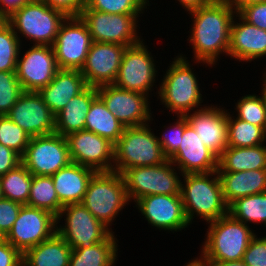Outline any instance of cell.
Instances as JSON below:
<instances>
[{
	"mask_svg": "<svg viewBox=\"0 0 266 266\" xmlns=\"http://www.w3.org/2000/svg\"><path fill=\"white\" fill-rule=\"evenodd\" d=\"M233 10L226 1L213 0L190 12L194 16V24L189 41L193 44L197 61L212 65L220 53L228 54L231 25L236 12Z\"/></svg>",
	"mask_w": 266,
	"mask_h": 266,
	"instance_id": "1",
	"label": "cell"
},
{
	"mask_svg": "<svg viewBox=\"0 0 266 266\" xmlns=\"http://www.w3.org/2000/svg\"><path fill=\"white\" fill-rule=\"evenodd\" d=\"M217 175L210 180L208 176ZM180 195L186 218L190 224L194 212L208 222L215 221L228 213V206L222 195L221 182L217 171L184 174Z\"/></svg>",
	"mask_w": 266,
	"mask_h": 266,
	"instance_id": "2",
	"label": "cell"
},
{
	"mask_svg": "<svg viewBox=\"0 0 266 266\" xmlns=\"http://www.w3.org/2000/svg\"><path fill=\"white\" fill-rule=\"evenodd\" d=\"M210 223L201 258L206 262L242 260L256 236L250 228L229 213Z\"/></svg>",
	"mask_w": 266,
	"mask_h": 266,
	"instance_id": "3",
	"label": "cell"
},
{
	"mask_svg": "<svg viewBox=\"0 0 266 266\" xmlns=\"http://www.w3.org/2000/svg\"><path fill=\"white\" fill-rule=\"evenodd\" d=\"M142 125L125 127L115 143L113 171L123 173L126 169L139 166H154L168 160L164 155L158 137L148 127Z\"/></svg>",
	"mask_w": 266,
	"mask_h": 266,
	"instance_id": "4",
	"label": "cell"
},
{
	"mask_svg": "<svg viewBox=\"0 0 266 266\" xmlns=\"http://www.w3.org/2000/svg\"><path fill=\"white\" fill-rule=\"evenodd\" d=\"M129 202L122 174L115 171L96 172L87 187L82 204L106 227Z\"/></svg>",
	"mask_w": 266,
	"mask_h": 266,
	"instance_id": "5",
	"label": "cell"
},
{
	"mask_svg": "<svg viewBox=\"0 0 266 266\" xmlns=\"http://www.w3.org/2000/svg\"><path fill=\"white\" fill-rule=\"evenodd\" d=\"M67 16L42 0H31L5 20L15 31L34 40L35 45L52 46Z\"/></svg>",
	"mask_w": 266,
	"mask_h": 266,
	"instance_id": "6",
	"label": "cell"
},
{
	"mask_svg": "<svg viewBox=\"0 0 266 266\" xmlns=\"http://www.w3.org/2000/svg\"><path fill=\"white\" fill-rule=\"evenodd\" d=\"M187 62L182 56L173 61L158 93L167 108L180 116L189 114L202 99L198 80Z\"/></svg>",
	"mask_w": 266,
	"mask_h": 266,
	"instance_id": "7",
	"label": "cell"
},
{
	"mask_svg": "<svg viewBox=\"0 0 266 266\" xmlns=\"http://www.w3.org/2000/svg\"><path fill=\"white\" fill-rule=\"evenodd\" d=\"M173 163L169 160L154 166H139L126 169L122 173L129 200L134 201L156 194L180 195L179 180Z\"/></svg>",
	"mask_w": 266,
	"mask_h": 266,
	"instance_id": "8",
	"label": "cell"
},
{
	"mask_svg": "<svg viewBox=\"0 0 266 266\" xmlns=\"http://www.w3.org/2000/svg\"><path fill=\"white\" fill-rule=\"evenodd\" d=\"M21 160L38 176H52L72 162L67 138L56 133L31 137Z\"/></svg>",
	"mask_w": 266,
	"mask_h": 266,
	"instance_id": "9",
	"label": "cell"
},
{
	"mask_svg": "<svg viewBox=\"0 0 266 266\" xmlns=\"http://www.w3.org/2000/svg\"><path fill=\"white\" fill-rule=\"evenodd\" d=\"M66 214L64 227L56 226V233L60 235L72 248H88L106 240L112 232L103 223L98 221L82 203L69 204L62 207L56 217Z\"/></svg>",
	"mask_w": 266,
	"mask_h": 266,
	"instance_id": "10",
	"label": "cell"
},
{
	"mask_svg": "<svg viewBox=\"0 0 266 266\" xmlns=\"http://www.w3.org/2000/svg\"><path fill=\"white\" fill-rule=\"evenodd\" d=\"M56 216L51 212L23 205L5 240L22 255L30 248L50 239L56 233Z\"/></svg>",
	"mask_w": 266,
	"mask_h": 266,
	"instance_id": "11",
	"label": "cell"
},
{
	"mask_svg": "<svg viewBox=\"0 0 266 266\" xmlns=\"http://www.w3.org/2000/svg\"><path fill=\"white\" fill-rule=\"evenodd\" d=\"M92 42L88 27L80 16H68L52 45L58 69L81 70Z\"/></svg>",
	"mask_w": 266,
	"mask_h": 266,
	"instance_id": "12",
	"label": "cell"
},
{
	"mask_svg": "<svg viewBox=\"0 0 266 266\" xmlns=\"http://www.w3.org/2000/svg\"><path fill=\"white\" fill-rule=\"evenodd\" d=\"M137 17L138 15L110 14L92 9H82L80 14L93 42L116 43L127 47L141 42L136 36Z\"/></svg>",
	"mask_w": 266,
	"mask_h": 266,
	"instance_id": "13",
	"label": "cell"
},
{
	"mask_svg": "<svg viewBox=\"0 0 266 266\" xmlns=\"http://www.w3.org/2000/svg\"><path fill=\"white\" fill-rule=\"evenodd\" d=\"M97 93L108 110L125 127L146 125L151 120L146 94L122 89L114 84L97 87Z\"/></svg>",
	"mask_w": 266,
	"mask_h": 266,
	"instance_id": "14",
	"label": "cell"
},
{
	"mask_svg": "<svg viewBox=\"0 0 266 266\" xmlns=\"http://www.w3.org/2000/svg\"><path fill=\"white\" fill-rule=\"evenodd\" d=\"M142 42L126 47L113 84L122 89L147 95L157 73H155L154 60Z\"/></svg>",
	"mask_w": 266,
	"mask_h": 266,
	"instance_id": "15",
	"label": "cell"
},
{
	"mask_svg": "<svg viewBox=\"0 0 266 266\" xmlns=\"http://www.w3.org/2000/svg\"><path fill=\"white\" fill-rule=\"evenodd\" d=\"M72 162L96 172L113 171L115 144L93 132L77 131L66 136Z\"/></svg>",
	"mask_w": 266,
	"mask_h": 266,
	"instance_id": "16",
	"label": "cell"
},
{
	"mask_svg": "<svg viewBox=\"0 0 266 266\" xmlns=\"http://www.w3.org/2000/svg\"><path fill=\"white\" fill-rule=\"evenodd\" d=\"M58 70L52 46L34 45L17 60L16 76L24 92L46 87Z\"/></svg>",
	"mask_w": 266,
	"mask_h": 266,
	"instance_id": "17",
	"label": "cell"
},
{
	"mask_svg": "<svg viewBox=\"0 0 266 266\" xmlns=\"http://www.w3.org/2000/svg\"><path fill=\"white\" fill-rule=\"evenodd\" d=\"M126 47L116 43L92 42L85 64L80 70L87 86L113 84Z\"/></svg>",
	"mask_w": 266,
	"mask_h": 266,
	"instance_id": "18",
	"label": "cell"
},
{
	"mask_svg": "<svg viewBox=\"0 0 266 266\" xmlns=\"http://www.w3.org/2000/svg\"><path fill=\"white\" fill-rule=\"evenodd\" d=\"M7 116L31 137L55 133V115L38 92H23Z\"/></svg>",
	"mask_w": 266,
	"mask_h": 266,
	"instance_id": "19",
	"label": "cell"
},
{
	"mask_svg": "<svg viewBox=\"0 0 266 266\" xmlns=\"http://www.w3.org/2000/svg\"><path fill=\"white\" fill-rule=\"evenodd\" d=\"M135 202L148 222L159 229L177 231L189 225L181 195H148Z\"/></svg>",
	"mask_w": 266,
	"mask_h": 266,
	"instance_id": "20",
	"label": "cell"
},
{
	"mask_svg": "<svg viewBox=\"0 0 266 266\" xmlns=\"http://www.w3.org/2000/svg\"><path fill=\"white\" fill-rule=\"evenodd\" d=\"M179 166L184 174L208 173L218 169V156L202 142L194 128L188 124L178 150L168 159Z\"/></svg>",
	"mask_w": 266,
	"mask_h": 266,
	"instance_id": "21",
	"label": "cell"
},
{
	"mask_svg": "<svg viewBox=\"0 0 266 266\" xmlns=\"http://www.w3.org/2000/svg\"><path fill=\"white\" fill-rule=\"evenodd\" d=\"M223 111L217 107H201L193 114L185 115L197 136L218 157L227 147V113Z\"/></svg>",
	"mask_w": 266,
	"mask_h": 266,
	"instance_id": "22",
	"label": "cell"
},
{
	"mask_svg": "<svg viewBox=\"0 0 266 266\" xmlns=\"http://www.w3.org/2000/svg\"><path fill=\"white\" fill-rule=\"evenodd\" d=\"M86 87L80 70L58 69L54 79L46 87L41 88L38 94L50 111L56 115Z\"/></svg>",
	"mask_w": 266,
	"mask_h": 266,
	"instance_id": "23",
	"label": "cell"
},
{
	"mask_svg": "<svg viewBox=\"0 0 266 266\" xmlns=\"http://www.w3.org/2000/svg\"><path fill=\"white\" fill-rule=\"evenodd\" d=\"M242 20L235 23L233 20L230 33V46L228 54L239 61H252L266 55V30L260 29Z\"/></svg>",
	"mask_w": 266,
	"mask_h": 266,
	"instance_id": "24",
	"label": "cell"
},
{
	"mask_svg": "<svg viewBox=\"0 0 266 266\" xmlns=\"http://www.w3.org/2000/svg\"><path fill=\"white\" fill-rule=\"evenodd\" d=\"M95 170L71 162L52 175L61 206L81 203Z\"/></svg>",
	"mask_w": 266,
	"mask_h": 266,
	"instance_id": "25",
	"label": "cell"
},
{
	"mask_svg": "<svg viewBox=\"0 0 266 266\" xmlns=\"http://www.w3.org/2000/svg\"><path fill=\"white\" fill-rule=\"evenodd\" d=\"M217 173L227 206L239 198L266 191V169Z\"/></svg>",
	"mask_w": 266,
	"mask_h": 266,
	"instance_id": "26",
	"label": "cell"
},
{
	"mask_svg": "<svg viewBox=\"0 0 266 266\" xmlns=\"http://www.w3.org/2000/svg\"><path fill=\"white\" fill-rule=\"evenodd\" d=\"M98 96L97 87L87 86L55 115V133L64 137L85 129L87 113Z\"/></svg>",
	"mask_w": 266,
	"mask_h": 266,
	"instance_id": "27",
	"label": "cell"
},
{
	"mask_svg": "<svg viewBox=\"0 0 266 266\" xmlns=\"http://www.w3.org/2000/svg\"><path fill=\"white\" fill-rule=\"evenodd\" d=\"M72 248L57 233L50 239L28 249L22 266H69Z\"/></svg>",
	"mask_w": 266,
	"mask_h": 266,
	"instance_id": "28",
	"label": "cell"
},
{
	"mask_svg": "<svg viewBox=\"0 0 266 266\" xmlns=\"http://www.w3.org/2000/svg\"><path fill=\"white\" fill-rule=\"evenodd\" d=\"M227 146L218 157L217 172H240L266 169V146Z\"/></svg>",
	"mask_w": 266,
	"mask_h": 266,
	"instance_id": "29",
	"label": "cell"
},
{
	"mask_svg": "<svg viewBox=\"0 0 266 266\" xmlns=\"http://www.w3.org/2000/svg\"><path fill=\"white\" fill-rule=\"evenodd\" d=\"M125 126L108 110L103 100L97 96L91 103L85 121L86 131L93 132L116 143Z\"/></svg>",
	"mask_w": 266,
	"mask_h": 266,
	"instance_id": "30",
	"label": "cell"
},
{
	"mask_svg": "<svg viewBox=\"0 0 266 266\" xmlns=\"http://www.w3.org/2000/svg\"><path fill=\"white\" fill-rule=\"evenodd\" d=\"M117 250L116 239L112 233L106 240L92 247L72 249L69 266H113Z\"/></svg>",
	"mask_w": 266,
	"mask_h": 266,
	"instance_id": "31",
	"label": "cell"
},
{
	"mask_svg": "<svg viewBox=\"0 0 266 266\" xmlns=\"http://www.w3.org/2000/svg\"><path fill=\"white\" fill-rule=\"evenodd\" d=\"M33 180L31 172L21 163L0 176L3 198L26 205Z\"/></svg>",
	"mask_w": 266,
	"mask_h": 266,
	"instance_id": "32",
	"label": "cell"
},
{
	"mask_svg": "<svg viewBox=\"0 0 266 266\" xmlns=\"http://www.w3.org/2000/svg\"><path fill=\"white\" fill-rule=\"evenodd\" d=\"M266 139V131L260 127L227 114V146L253 147L262 144Z\"/></svg>",
	"mask_w": 266,
	"mask_h": 266,
	"instance_id": "33",
	"label": "cell"
},
{
	"mask_svg": "<svg viewBox=\"0 0 266 266\" xmlns=\"http://www.w3.org/2000/svg\"><path fill=\"white\" fill-rule=\"evenodd\" d=\"M26 205L47 210L56 217L59 215L62 206L51 176L33 175Z\"/></svg>",
	"mask_w": 266,
	"mask_h": 266,
	"instance_id": "34",
	"label": "cell"
},
{
	"mask_svg": "<svg viewBox=\"0 0 266 266\" xmlns=\"http://www.w3.org/2000/svg\"><path fill=\"white\" fill-rule=\"evenodd\" d=\"M228 213L243 222H261L266 225V191L239 198L228 206Z\"/></svg>",
	"mask_w": 266,
	"mask_h": 266,
	"instance_id": "35",
	"label": "cell"
},
{
	"mask_svg": "<svg viewBox=\"0 0 266 266\" xmlns=\"http://www.w3.org/2000/svg\"><path fill=\"white\" fill-rule=\"evenodd\" d=\"M20 51L17 32L4 20L0 24V71H16Z\"/></svg>",
	"mask_w": 266,
	"mask_h": 266,
	"instance_id": "36",
	"label": "cell"
},
{
	"mask_svg": "<svg viewBox=\"0 0 266 266\" xmlns=\"http://www.w3.org/2000/svg\"><path fill=\"white\" fill-rule=\"evenodd\" d=\"M31 136L19 125L15 124L7 115L0 116V143L24 155Z\"/></svg>",
	"mask_w": 266,
	"mask_h": 266,
	"instance_id": "37",
	"label": "cell"
},
{
	"mask_svg": "<svg viewBox=\"0 0 266 266\" xmlns=\"http://www.w3.org/2000/svg\"><path fill=\"white\" fill-rule=\"evenodd\" d=\"M236 107L237 118L260 126L266 131V98L263 93L261 97L255 95L242 97Z\"/></svg>",
	"mask_w": 266,
	"mask_h": 266,
	"instance_id": "38",
	"label": "cell"
},
{
	"mask_svg": "<svg viewBox=\"0 0 266 266\" xmlns=\"http://www.w3.org/2000/svg\"><path fill=\"white\" fill-rule=\"evenodd\" d=\"M148 0H86L83 9H92L110 14H141Z\"/></svg>",
	"mask_w": 266,
	"mask_h": 266,
	"instance_id": "39",
	"label": "cell"
},
{
	"mask_svg": "<svg viewBox=\"0 0 266 266\" xmlns=\"http://www.w3.org/2000/svg\"><path fill=\"white\" fill-rule=\"evenodd\" d=\"M23 92L16 71H0V116L8 114Z\"/></svg>",
	"mask_w": 266,
	"mask_h": 266,
	"instance_id": "40",
	"label": "cell"
},
{
	"mask_svg": "<svg viewBox=\"0 0 266 266\" xmlns=\"http://www.w3.org/2000/svg\"><path fill=\"white\" fill-rule=\"evenodd\" d=\"M178 117L175 126H173L174 128H171L170 136L165 133L162 135V139L158 138L163 153L168 159L178 150L184 129L189 124L185 116L179 115Z\"/></svg>",
	"mask_w": 266,
	"mask_h": 266,
	"instance_id": "41",
	"label": "cell"
},
{
	"mask_svg": "<svg viewBox=\"0 0 266 266\" xmlns=\"http://www.w3.org/2000/svg\"><path fill=\"white\" fill-rule=\"evenodd\" d=\"M23 204L6 198L0 199V232L6 236L14 225Z\"/></svg>",
	"mask_w": 266,
	"mask_h": 266,
	"instance_id": "42",
	"label": "cell"
},
{
	"mask_svg": "<svg viewBox=\"0 0 266 266\" xmlns=\"http://www.w3.org/2000/svg\"><path fill=\"white\" fill-rule=\"evenodd\" d=\"M246 266H266V237L251 240L243 259Z\"/></svg>",
	"mask_w": 266,
	"mask_h": 266,
	"instance_id": "43",
	"label": "cell"
},
{
	"mask_svg": "<svg viewBox=\"0 0 266 266\" xmlns=\"http://www.w3.org/2000/svg\"><path fill=\"white\" fill-rule=\"evenodd\" d=\"M238 14L248 23L266 30V2L244 6Z\"/></svg>",
	"mask_w": 266,
	"mask_h": 266,
	"instance_id": "44",
	"label": "cell"
},
{
	"mask_svg": "<svg viewBox=\"0 0 266 266\" xmlns=\"http://www.w3.org/2000/svg\"><path fill=\"white\" fill-rule=\"evenodd\" d=\"M53 9H57L68 16H80L86 0H42Z\"/></svg>",
	"mask_w": 266,
	"mask_h": 266,
	"instance_id": "45",
	"label": "cell"
},
{
	"mask_svg": "<svg viewBox=\"0 0 266 266\" xmlns=\"http://www.w3.org/2000/svg\"><path fill=\"white\" fill-rule=\"evenodd\" d=\"M22 256L8 241L0 243V266H22Z\"/></svg>",
	"mask_w": 266,
	"mask_h": 266,
	"instance_id": "46",
	"label": "cell"
},
{
	"mask_svg": "<svg viewBox=\"0 0 266 266\" xmlns=\"http://www.w3.org/2000/svg\"><path fill=\"white\" fill-rule=\"evenodd\" d=\"M22 163L21 156L0 143V176Z\"/></svg>",
	"mask_w": 266,
	"mask_h": 266,
	"instance_id": "47",
	"label": "cell"
},
{
	"mask_svg": "<svg viewBox=\"0 0 266 266\" xmlns=\"http://www.w3.org/2000/svg\"><path fill=\"white\" fill-rule=\"evenodd\" d=\"M31 0H0L3 7L0 6V15L6 19L10 16L15 10H18L25 4L29 3Z\"/></svg>",
	"mask_w": 266,
	"mask_h": 266,
	"instance_id": "48",
	"label": "cell"
},
{
	"mask_svg": "<svg viewBox=\"0 0 266 266\" xmlns=\"http://www.w3.org/2000/svg\"><path fill=\"white\" fill-rule=\"evenodd\" d=\"M182 6H184L187 11L191 12L193 10L199 9L200 7H203L209 3H211L213 0H178Z\"/></svg>",
	"mask_w": 266,
	"mask_h": 266,
	"instance_id": "49",
	"label": "cell"
},
{
	"mask_svg": "<svg viewBox=\"0 0 266 266\" xmlns=\"http://www.w3.org/2000/svg\"><path fill=\"white\" fill-rule=\"evenodd\" d=\"M224 1L229 3L232 7H234L236 13H238L244 6L254 3L266 2V0H224Z\"/></svg>",
	"mask_w": 266,
	"mask_h": 266,
	"instance_id": "50",
	"label": "cell"
},
{
	"mask_svg": "<svg viewBox=\"0 0 266 266\" xmlns=\"http://www.w3.org/2000/svg\"><path fill=\"white\" fill-rule=\"evenodd\" d=\"M209 266H246L243 260L239 261H223V262H207Z\"/></svg>",
	"mask_w": 266,
	"mask_h": 266,
	"instance_id": "51",
	"label": "cell"
},
{
	"mask_svg": "<svg viewBox=\"0 0 266 266\" xmlns=\"http://www.w3.org/2000/svg\"><path fill=\"white\" fill-rule=\"evenodd\" d=\"M186 266H209V264L201 258V260H192Z\"/></svg>",
	"mask_w": 266,
	"mask_h": 266,
	"instance_id": "52",
	"label": "cell"
},
{
	"mask_svg": "<svg viewBox=\"0 0 266 266\" xmlns=\"http://www.w3.org/2000/svg\"><path fill=\"white\" fill-rule=\"evenodd\" d=\"M265 77H266V75H265ZM264 82V85H263V94H264V96H265V98H266V78H265V80L263 81Z\"/></svg>",
	"mask_w": 266,
	"mask_h": 266,
	"instance_id": "53",
	"label": "cell"
},
{
	"mask_svg": "<svg viewBox=\"0 0 266 266\" xmlns=\"http://www.w3.org/2000/svg\"><path fill=\"white\" fill-rule=\"evenodd\" d=\"M5 240V236L0 232V243Z\"/></svg>",
	"mask_w": 266,
	"mask_h": 266,
	"instance_id": "54",
	"label": "cell"
},
{
	"mask_svg": "<svg viewBox=\"0 0 266 266\" xmlns=\"http://www.w3.org/2000/svg\"><path fill=\"white\" fill-rule=\"evenodd\" d=\"M3 198L2 191H1V184H0V199Z\"/></svg>",
	"mask_w": 266,
	"mask_h": 266,
	"instance_id": "55",
	"label": "cell"
},
{
	"mask_svg": "<svg viewBox=\"0 0 266 266\" xmlns=\"http://www.w3.org/2000/svg\"><path fill=\"white\" fill-rule=\"evenodd\" d=\"M5 19L0 15V24L4 21Z\"/></svg>",
	"mask_w": 266,
	"mask_h": 266,
	"instance_id": "56",
	"label": "cell"
}]
</instances>
